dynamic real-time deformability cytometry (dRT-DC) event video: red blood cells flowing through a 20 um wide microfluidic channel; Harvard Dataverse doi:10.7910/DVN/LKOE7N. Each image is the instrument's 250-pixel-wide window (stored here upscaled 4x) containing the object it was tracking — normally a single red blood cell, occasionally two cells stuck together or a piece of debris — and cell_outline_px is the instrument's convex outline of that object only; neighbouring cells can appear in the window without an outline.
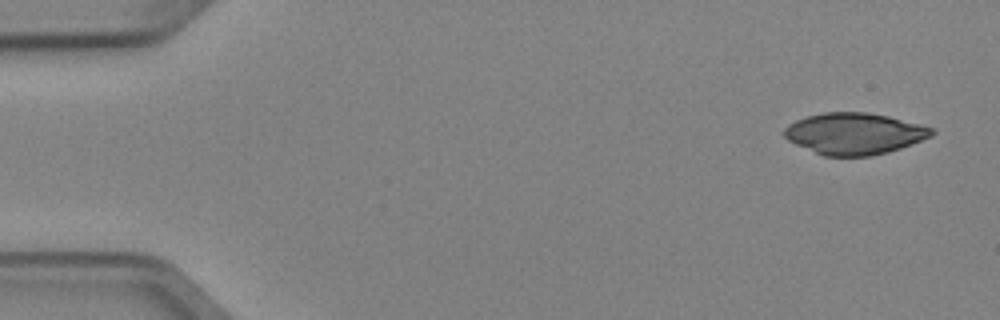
{"species": "Egyptian fruit bat (a non-hibernating species)", "species_latin": "Rousettus aegyptiacus", "temperature_condition": "cold", "stored_images_in_passage": 6, "camera_frame_rate_fps": 3000, "um_per_image_px": 0.085, "animal": {"sex": "female"}, "frame": {"image": 1, "passage_image": 1, "time_ms": 0.0, "image_size_px": [1000, 320], "cell_outline_px": [[936, 132], [932, 136], [900, 148], [888, 152], [872, 156], [824, 156], [796, 144], [788, 140], [780, 132], [788, 124], [796, 120], [808, 116], [824, 112], [868, 112], [888, 116], [920, 124], [932, 128]], "centroid_in_image_um": [72.6, 11.35], "position_along_channel_um": 12.4, "area_um2": 35.66}}